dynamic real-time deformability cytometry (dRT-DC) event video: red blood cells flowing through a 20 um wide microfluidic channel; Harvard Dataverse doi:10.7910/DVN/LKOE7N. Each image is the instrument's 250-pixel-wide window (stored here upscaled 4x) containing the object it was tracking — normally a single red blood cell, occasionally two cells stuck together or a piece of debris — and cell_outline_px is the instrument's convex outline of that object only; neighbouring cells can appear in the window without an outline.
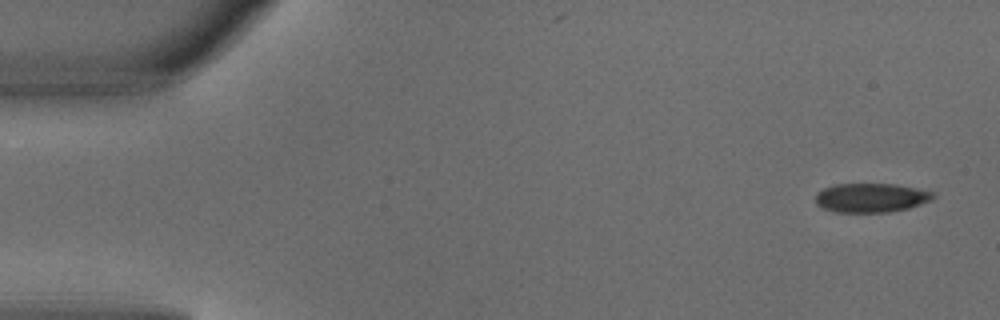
{"species": "common noctule bat (a hibernating species)", "species_latin": "Nyctalus noctula", "temperature_condition": "warm", "stored_images_in_passage": 5, "segment_of_instrument_passage": [1, 2], "camera_frame_rate_fps": 3000, "um_per_image_px": 0.085, "animal": {"sex": "male", "body_mass_g": 18.8}, "frame": {"image": 1, "passage_image": 1, "time_ms": 0.0, "image_size_px": [1000, 320], "cell_outline_px": [[936, 196], [932, 200], [908, 208], [888, 212], [836, 212], [824, 208], [816, 204], [816, 192], [832, 184], [892, 184], [936, 192]], "centroid_in_image_um": [74.04, 16.8], "position_along_channel_um": 11.0, "area_um2": 19.94}}
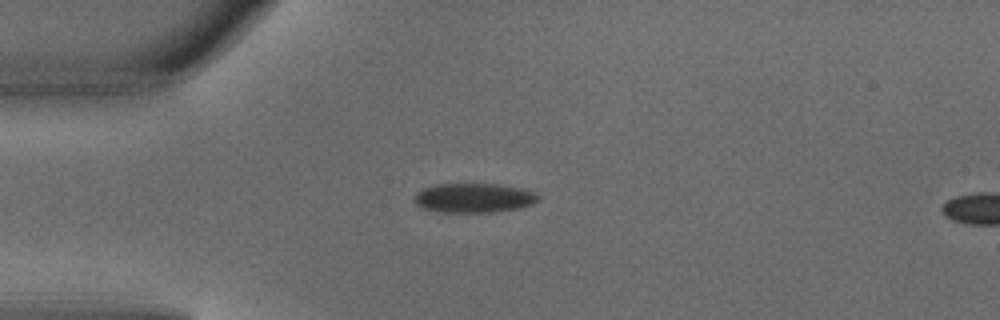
{"frame": {"image": 2, "passage_image": 4, "time_ms": 1.0, "image_size_px": [1000, 320], "cell_outline_px": [[540, 200], [532, 204], [520, 208], [492, 212], [436, 212], [420, 208], [412, 200], [416, 192], [424, 188], [436, 184], [500, 184], [520, 188], [536, 192], [540, 196]], "centroid_in_image_um": [40.26, 16.83], "position_along_channel_um": 44.7, "area_um2": 21.56}}